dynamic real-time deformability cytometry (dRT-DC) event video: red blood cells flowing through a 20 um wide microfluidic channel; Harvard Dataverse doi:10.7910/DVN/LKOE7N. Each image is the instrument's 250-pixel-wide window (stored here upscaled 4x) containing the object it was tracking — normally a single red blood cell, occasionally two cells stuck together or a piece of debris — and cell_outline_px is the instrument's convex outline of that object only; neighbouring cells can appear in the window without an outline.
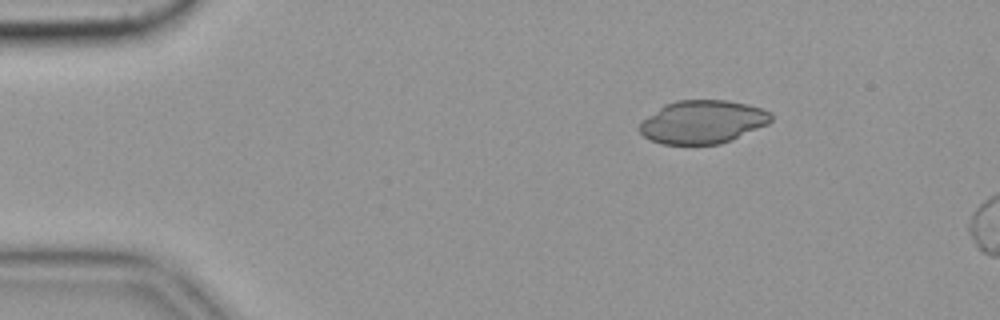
{"species": "common noctule bat (a hibernating species)", "species_latin": "Nyctalus noctula", "temperature_condition": "cold", "stored_images_in_passage": 8, "camera_frame_rate_fps": 3000, "um_per_image_px": 0.085, "animal": {"sex": "female", "body_mass_g": 19.9}, "frame": {"image": 1, "passage_image": 4, "time_ms": 1.0, "image_size_px": [1000, 320], "cell_outline_px": [[772, 120], [768, 124], [732, 140], [720, 144], [660, 144], [644, 136], [640, 132], [640, 124], [648, 116], [664, 104], [676, 100], [728, 100], [748, 104], [760, 108], [768, 112], [772, 116]], "centroid_in_image_um": [59.74, 10.36], "position_along_channel_um": 25.3, "area_um2": 33.0}}